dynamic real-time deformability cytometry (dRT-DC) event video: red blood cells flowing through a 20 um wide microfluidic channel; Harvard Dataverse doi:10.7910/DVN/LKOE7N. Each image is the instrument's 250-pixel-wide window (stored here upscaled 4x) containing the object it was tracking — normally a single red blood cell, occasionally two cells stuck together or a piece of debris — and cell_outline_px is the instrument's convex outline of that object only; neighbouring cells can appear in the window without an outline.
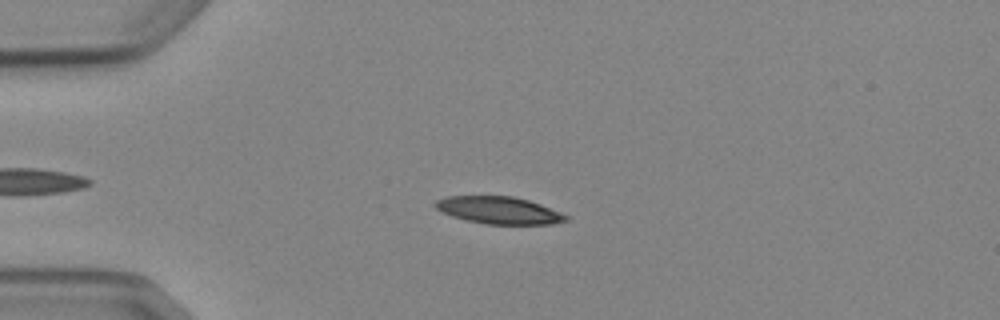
{"species": "Egyptian fruit bat (a non-hibernating species)", "species_latin": "Rousettus aegyptiacus", "temperature_condition": "cold", "stored_images_in_passage": 4, "camera_frame_rate_fps": 3000, "um_per_image_px": 0.085, "animal": {"sex": "female"}, "frame": {"image": 1, "passage_image": 3, "time_ms": 2.333, "image_size_px": [1000, 320], "cell_outline_px": [[568, 220], [552, 224], [488, 224], [468, 220], [452, 216], [436, 208], [432, 204], [436, 200], [444, 196], [512, 196], [528, 200], [540, 204], [560, 212], [568, 216]], "centroid_in_image_um": [42.39, 17.86], "position_along_channel_um": 42.6, "area_um2": 20.58}}